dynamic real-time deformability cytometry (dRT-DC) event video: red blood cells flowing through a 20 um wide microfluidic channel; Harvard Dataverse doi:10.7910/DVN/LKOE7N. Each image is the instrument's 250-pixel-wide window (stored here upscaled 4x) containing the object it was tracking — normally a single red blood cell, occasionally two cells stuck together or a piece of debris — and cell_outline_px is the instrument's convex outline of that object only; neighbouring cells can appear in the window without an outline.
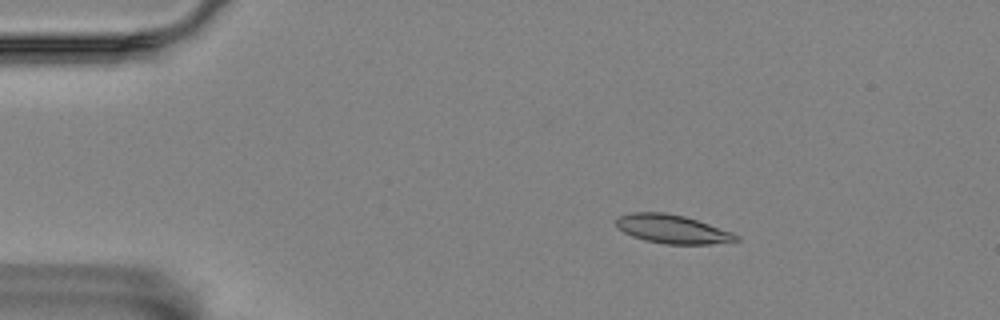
{"species": "Egyptian fruit bat (a non-hibernating species)", "species_latin": "Rousettus aegyptiacus", "temperature_condition": "room temperature", "stored_images_in_passage": 5, "camera_frame_rate_fps": 3000, "um_per_image_px": 0.085, "animal": {"sex": "female"}, "frame": {"image": 1, "passage_image": 3, "time_ms": 0.667, "image_size_px": [1000, 320], "cell_outline_px": [[740, 240], [712, 244], [664, 244], [644, 240], [632, 236], [616, 228], [616, 216], [632, 212], [664, 212], [684, 216], [732, 232], [740, 236]], "centroid_in_image_um": [57.11, 19.47], "position_along_channel_um": 27.9, "area_um2": 20.11}}